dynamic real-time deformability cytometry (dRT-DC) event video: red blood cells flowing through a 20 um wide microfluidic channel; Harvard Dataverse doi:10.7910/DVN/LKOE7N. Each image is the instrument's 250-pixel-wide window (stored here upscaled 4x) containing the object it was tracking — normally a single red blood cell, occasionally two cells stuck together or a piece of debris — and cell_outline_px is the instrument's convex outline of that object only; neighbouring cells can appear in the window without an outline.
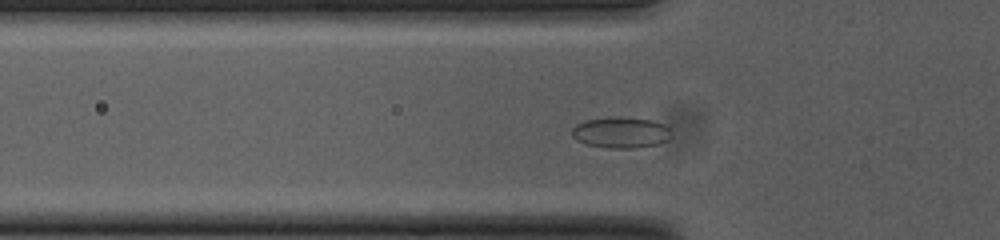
{"species": "common noctule bat (a hibernating species)", "species_latin": "Nyctalus noctula", "temperature_condition": "cold", "stored_images_in_passage": 46, "camera_frame_rate_fps": 3000, "um_per_image_px": 0.085, "animal": {"sex": "female", "body_mass_g": 23.0, "forearm_length_mm": 53.4}, "frame": {"image": 1, "passage_image": 10, "time_ms": 3.0, "image_size_px": [1000, 240], "cell_outline_px": [[672, 136], [668, 140], [656, 144], [636, 148], [608, 148], [588, 144], [572, 136], [572, 128], [576, 124], [584, 120], [612, 116], [652, 120], [664, 124], [668, 128]], "centroid_in_image_um": [52.78, 11.25], "position_along_channel_um": 73.0, "area_um2": 17.92}}
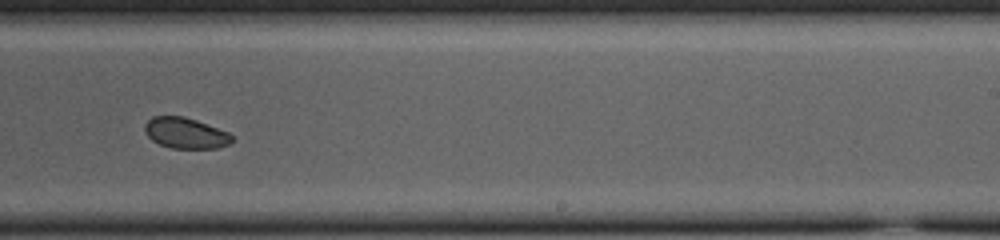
{"frame": {"image": 2, "passage_image": 26, "time_ms": 8.333, "image_size_px": [1000, 240], "cell_outline_px": [[236, 140], [232, 144], [220, 148], [172, 148], [160, 144], [152, 140], [144, 132], [144, 124], [152, 116], [184, 116], [196, 120], [228, 132]], "centroid_in_image_um": [15.8, 11.32], "position_along_channel_um": 273.2, "area_um2": 15.84}}
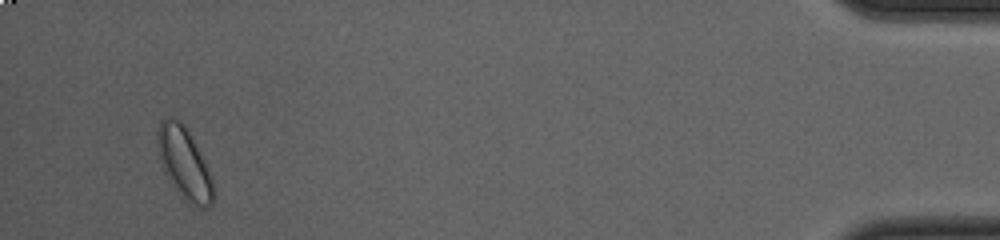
{"frame": {"image": 3, "passage_image": 44, "time_ms": 14.333, "image_size_px": [1000, 240], "cell_outline_px": [[212, 204], [208, 208], [200, 208], [188, 204], [180, 196], [164, 172], [156, 148], [156, 132], [160, 120], [168, 116], [172, 116], [180, 120], [184, 124], [208, 168], [212, 180]], "centroid_in_image_um": [15.61, 13.86], "position_along_channel_um": 419.6, "area_um2": 23.41}, "authors_computed_cell_mechanics": {"area_um2": 17.1377, "velocity_mm_per_s": 3.7596, "shape_relaxation_time_tau1_ms": 2.4239, "shape_relaxation_time_tau2_ms": 8.5893, "deformation_change_tau1": 0.0411, "deformation_change_tau2": 0.0919}}